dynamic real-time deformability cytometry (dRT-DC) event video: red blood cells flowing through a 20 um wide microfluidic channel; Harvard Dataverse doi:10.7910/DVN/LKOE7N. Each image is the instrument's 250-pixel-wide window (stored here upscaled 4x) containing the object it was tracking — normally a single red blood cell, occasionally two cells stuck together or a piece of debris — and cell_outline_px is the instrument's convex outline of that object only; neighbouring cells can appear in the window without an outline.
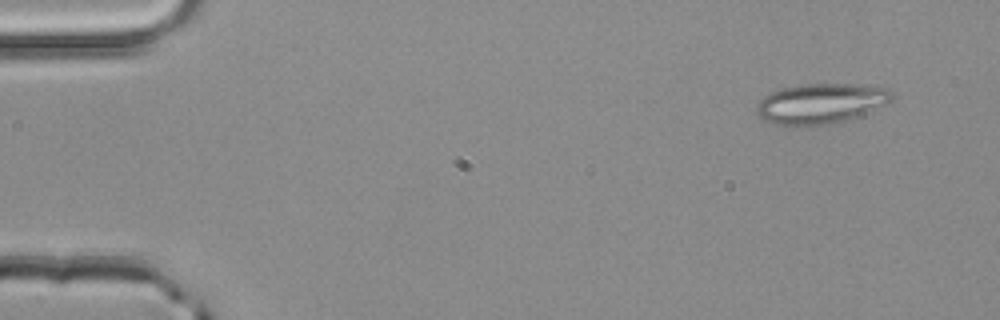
{"species": "common noctule bat (a hibernating species)", "species_latin": "Nyctalus noctula", "temperature_condition": "room temperature", "stored_images_in_passage": 3, "camera_frame_rate_fps": 3000, "um_per_image_px": 0.085, "animal": {"sex": "male", "body_mass_g": 20.4}, "frame": {"image": 1, "passage_image": 1, "time_ms": 0.0, "image_size_px": [1000, 320], "cell_outline_px": [[892, 100], [888, 104], [840, 120], [812, 128], [792, 128], [776, 124], [764, 120], [756, 112], [756, 108], [760, 100], [764, 96], [772, 92], [784, 88], [804, 84], [848, 84], [884, 88], [892, 92]], "centroid_in_image_um": [69.68, 8.83], "position_along_channel_um": 15.3, "area_um2": 31.44}}
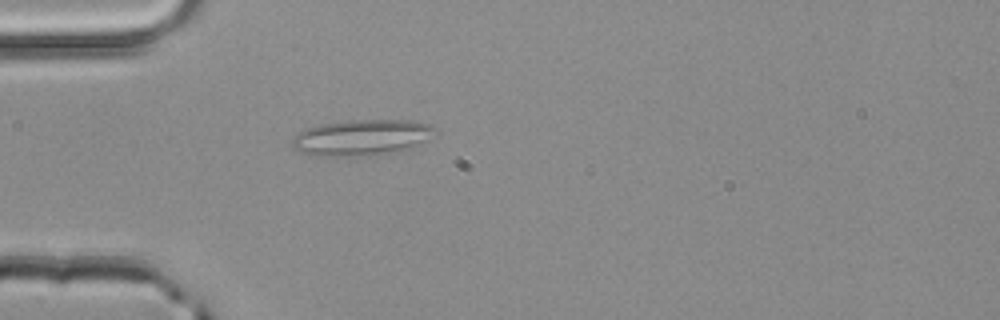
{"frame": {"image": 2, "passage_image": 3, "time_ms": 0.667, "image_size_px": [1000, 320], "cell_outline_px": [[440, 132], [412, 148], [400, 152], [352, 156], [316, 156], [300, 152], [292, 148], [292, 136], [296, 132], [320, 124], [348, 120], [412, 120], [432, 124]], "centroid_in_image_um": [30.78, 11.68], "position_along_channel_um": 54.2, "area_um2": 30.52}}